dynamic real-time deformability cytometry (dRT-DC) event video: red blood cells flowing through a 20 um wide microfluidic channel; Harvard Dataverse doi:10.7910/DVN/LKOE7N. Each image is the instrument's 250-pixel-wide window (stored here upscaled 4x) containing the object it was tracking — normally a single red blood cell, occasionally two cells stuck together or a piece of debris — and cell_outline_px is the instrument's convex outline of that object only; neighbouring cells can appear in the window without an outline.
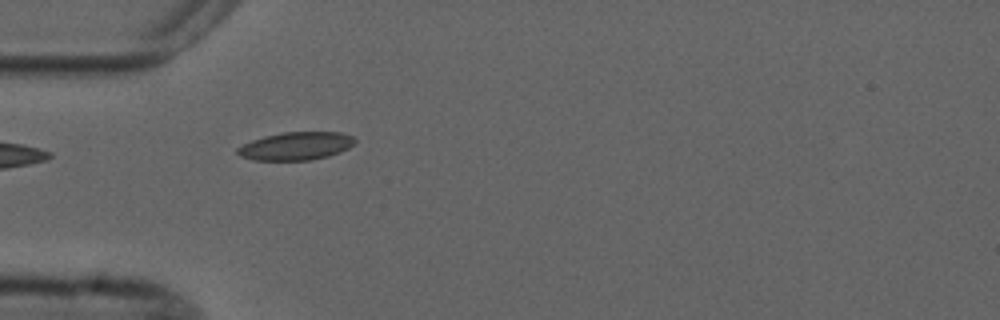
{"species": "common noctule bat (a hibernating species)", "species_latin": "Nyctalus noctula", "temperature_condition": "cold", "stored_images_in_passage": 10, "camera_frame_rate_fps": 3000, "um_per_image_px": 0.085, "animal": {"sex": "male", "forearm_length_mm": 52.5}, "frame": {"image": 1, "passage_image": 5, "time_ms": 4.667, "image_size_px": [1000, 320], "cell_outline_px": [[356, 140], [348, 148], [340, 152], [328, 156], [308, 160], [252, 160], [240, 156], [236, 152], [236, 148], [252, 140], [264, 136], [284, 132], [340, 132], [352, 136]], "centroid_in_image_um": [25.13, 12.41], "position_along_channel_um": 59.9, "area_um2": 19.07}}
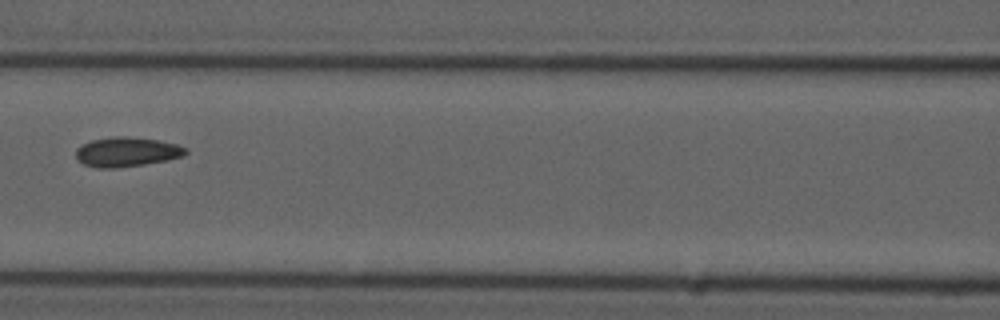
{"frame": {"image": 2, "passage_image": 7, "time_ms": 7.333, "image_size_px": [1000, 320], "cell_outline_px": [[188, 152], [184, 156], [168, 160], [144, 164], [116, 168], [96, 168], [84, 164], [76, 160], [76, 148], [92, 140], [112, 136], [128, 136], [156, 140], [176, 144], [188, 148]], "centroid_in_image_um": [10.77, 12.92], "position_along_channel_um": 155.8, "area_um2": 19.02}}
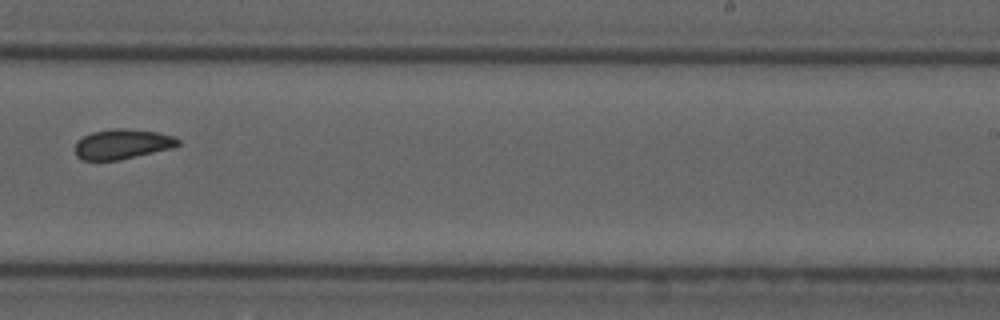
{"frame": {"image": 3, "passage_image": 10, "time_ms": 10.667, "image_size_px": [1000, 320], "cell_outline_px": [[180, 144], [172, 148], [120, 160], [84, 160], [76, 156], [76, 140], [92, 132], [112, 128], [124, 128], [156, 132], [172, 136], [180, 140]], "centroid_in_image_um": [10.38, 12.25], "position_along_channel_um": 278.6, "area_um2": 17.92}}